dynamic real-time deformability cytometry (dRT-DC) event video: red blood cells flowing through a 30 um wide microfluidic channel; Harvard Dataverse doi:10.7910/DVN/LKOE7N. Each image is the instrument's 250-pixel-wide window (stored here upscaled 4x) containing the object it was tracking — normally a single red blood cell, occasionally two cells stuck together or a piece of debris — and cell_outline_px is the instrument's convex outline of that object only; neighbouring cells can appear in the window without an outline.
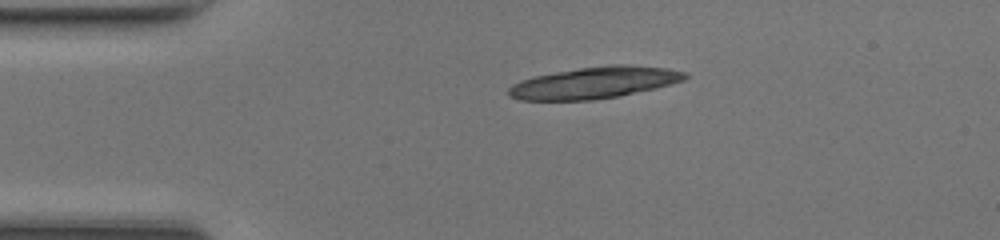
{"species": "common noctule bat (a hibernating species)", "species_latin": "Nyctalus noctula", "temperature_condition": "room temperature", "stored_images_in_passage": 38, "camera_frame_rate_fps": 3000, "um_per_image_px": 0.085, "animal": {"sex": "female", "body_mass_g": 17.0, "forearm_length_mm": 48.0}, "frame": {"image": 1, "passage_image": 1, "time_ms": 0.0, "image_size_px": [1000, 240], "cell_outline_px": [[688, 76], [684, 80], [672, 84], [656, 88], [620, 96], [592, 100], [520, 100], [508, 96], [508, 88], [512, 84], [536, 76], [556, 72], [580, 68], [608, 64], [624, 64], [668, 68], [688, 72]], "centroid_in_image_um": [50.58, 7.03], "position_along_channel_um": 34.4, "area_um2": 32.54}}
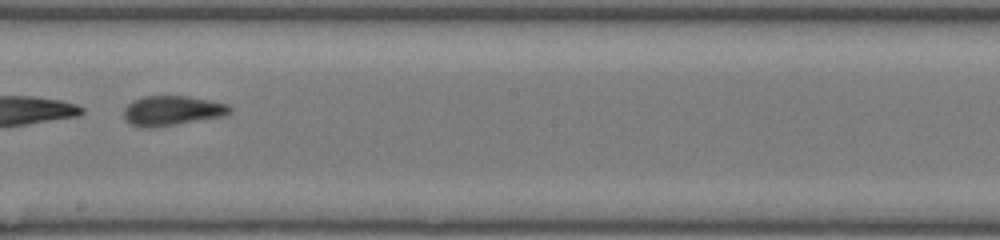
{"frame": {"image": 2, "passage_image": 18, "time_ms": 5.667, "image_size_px": [1000, 240], "cell_outline_px": [[232, 112], [228, 116], [156, 128], [144, 128], [132, 124], [124, 116], [124, 108], [128, 104], [144, 96], [188, 96], [228, 104], [232, 108]], "centroid_in_image_um": [14.7, 9.42], "position_along_channel_um": 233.5, "area_um2": 18.61}}
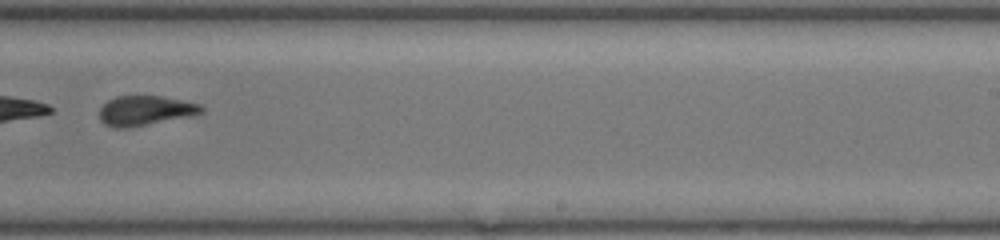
{"frame": {"image": 3, "passage_image": 21, "time_ms": 6.667, "image_size_px": [1000, 240], "cell_outline_px": [[204, 112], [196, 116], [128, 128], [116, 128], [104, 124], [100, 120], [100, 108], [108, 100], [116, 96], [164, 96], [200, 104], [204, 108]], "centroid_in_image_um": [12.4, 9.41], "position_along_channel_um": 276.6, "area_um2": 18.03}, "authors_computed_cell_mechanics": {"area_um2": 18.6983, "velocity_mm_per_s": 4.3283, "shape_relaxation_time_tau1_ms": 4.2834, "shape_relaxation_time_tau2_ms": 2.6083, "deformation_change_tau1": 0.1513, "deformation_change_tau2": 0.1116}}